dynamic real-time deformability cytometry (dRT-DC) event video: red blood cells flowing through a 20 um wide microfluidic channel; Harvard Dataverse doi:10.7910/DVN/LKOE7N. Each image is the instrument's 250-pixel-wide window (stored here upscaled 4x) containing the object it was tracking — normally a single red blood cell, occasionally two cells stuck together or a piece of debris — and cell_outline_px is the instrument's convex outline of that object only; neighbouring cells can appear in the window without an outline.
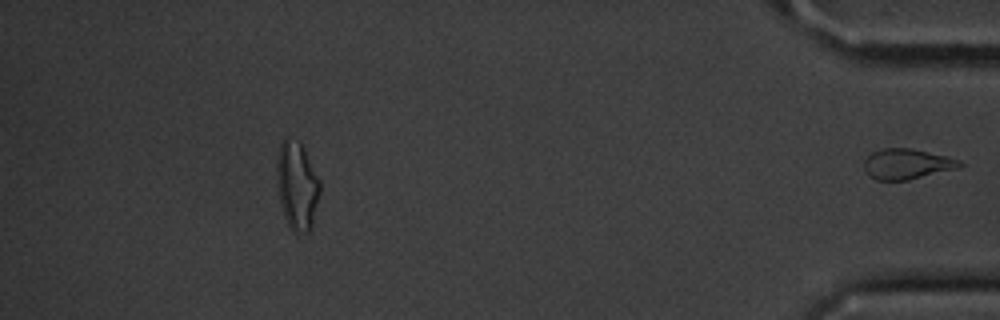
{"species": "common noctule bat (a hibernating species)", "species_latin": "Nyctalus noctula", "temperature_condition": "cold", "stored_images_in_passage": 46, "segment_of_instrument_passage": [2, 2], "camera_frame_rate_fps": 3000, "um_per_image_px": 0.085, "animal": {"sex": "male", "body_mass_g": 20.1, "forearm_length_mm": 53.5}, "frame": {"image": 1, "passage_image": 46, "time_ms": 15.0, "image_size_px": [1000, 320], "cell_outline_px": [[964, 164], [960, 168], [908, 180], [876, 180], [868, 176], [864, 168], [864, 160], [872, 152], [884, 148], [908, 148], [948, 156], [960, 160]], "centroid_in_image_um": [77.1, 13.95], "position_along_channel_um": 358.1, "area_um2": 17.05}}